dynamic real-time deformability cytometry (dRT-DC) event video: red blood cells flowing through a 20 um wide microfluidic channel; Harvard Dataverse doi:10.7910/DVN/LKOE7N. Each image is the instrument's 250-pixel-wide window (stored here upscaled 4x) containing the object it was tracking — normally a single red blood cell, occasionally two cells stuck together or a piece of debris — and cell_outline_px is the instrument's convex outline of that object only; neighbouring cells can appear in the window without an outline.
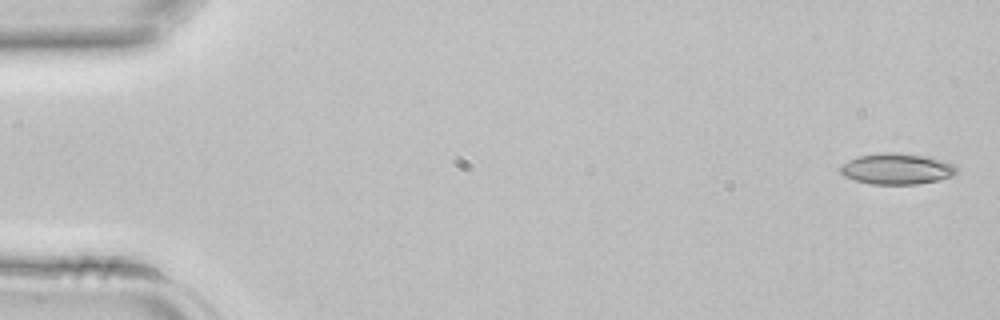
{"species": "common noctule bat (a hibernating species)", "species_latin": "Nyctalus noctula", "temperature_condition": "room temperature", "stored_images_in_passage": 42, "camera_frame_rate_fps": 3000, "um_per_image_px": 0.085, "animal": {"sex": "female", "body_mass_g": 22.7, "forearm_length_mm": 54.2}, "frame": {"image": 1, "passage_image": 1, "time_ms": 0.0, "image_size_px": [1000, 320], "cell_outline_px": [[956, 172], [952, 176], [940, 180], [916, 184], [872, 184], [856, 180], [844, 176], [840, 172], [840, 164], [856, 156], [880, 152], [900, 152], [924, 156], [956, 164]], "centroid_in_image_um": [76.2, 14.34], "position_along_channel_um": 8.8, "area_um2": 21.15}}
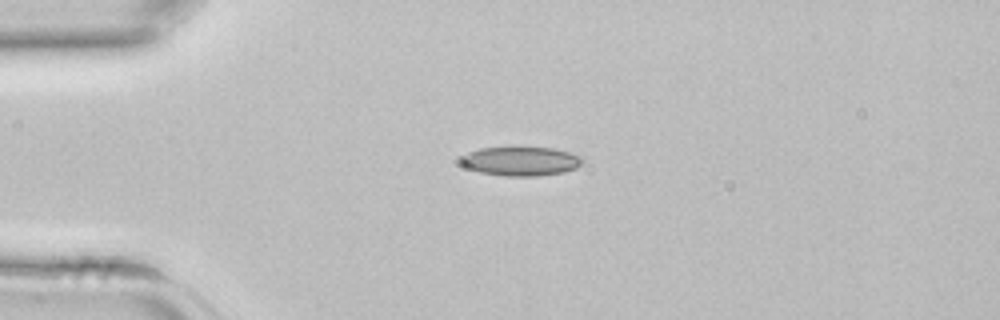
{"frame": {"image": 2, "passage_image": 10, "time_ms": 3.0, "image_size_px": [1000, 320], "cell_outline_px": [[584, 160], [576, 168], [564, 172], [540, 176], [504, 176], [480, 172], [468, 168], [460, 164], [460, 156], [468, 152], [480, 148], [512, 144], [520, 144], [552, 148], [568, 152], [580, 156]], "centroid_in_image_um": [44.22, 13.65], "position_along_channel_um": 40.8, "area_um2": 21.68}}
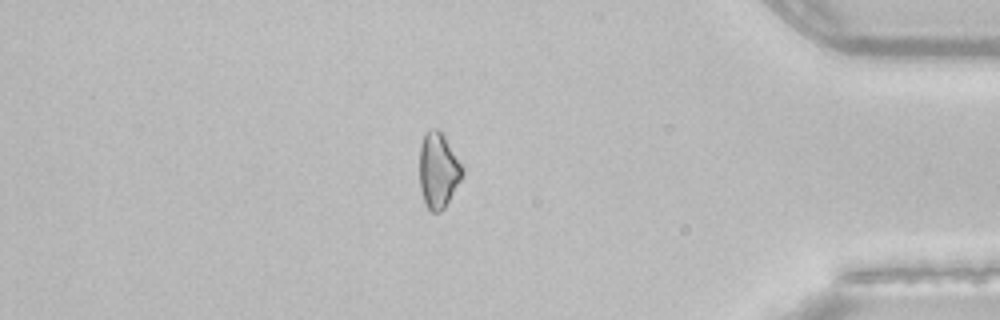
{"frame": {"image": 3, "passage_image": 36, "time_ms": 11.667, "image_size_px": [1000, 320], "cell_outline_px": [[464, 172], [460, 180], [444, 208], [440, 212], [432, 212], [428, 208], [424, 200], [420, 188], [420, 144], [424, 132], [428, 128], [440, 128], [464, 168]], "centroid_in_image_um": [37.24, 14.41], "position_along_channel_um": 398.0, "area_um2": 18.9}}